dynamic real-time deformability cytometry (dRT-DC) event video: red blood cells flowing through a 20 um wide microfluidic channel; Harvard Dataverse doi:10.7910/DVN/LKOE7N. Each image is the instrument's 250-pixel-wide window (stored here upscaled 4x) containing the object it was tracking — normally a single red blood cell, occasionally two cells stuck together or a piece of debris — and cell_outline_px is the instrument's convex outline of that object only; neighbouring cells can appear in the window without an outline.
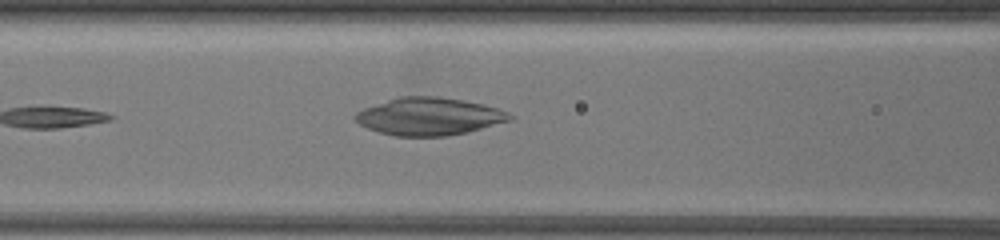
{"species": "common noctule bat (a hibernating species)", "species_latin": "Nyctalus noctula", "temperature_condition": "warm", "stored_images_in_passage": 7, "camera_frame_rate_fps": 3000, "um_per_image_px": 0.085, "animal": {"sex": "female", "body_mass_g": 19.5, "forearm_length_mm": 54.1}, "frame": {"image": 1, "passage_image": 6, "time_ms": 5.0, "image_size_px": [1000, 240], "cell_outline_px": [[516, 116], [512, 120], [468, 132], [448, 136], [396, 136], [380, 132], [368, 128], [352, 120], [352, 116], [356, 112], [364, 108], [396, 96], [440, 96], [484, 104], [508, 112]], "centroid_in_image_um": [36.47, 9.89], "position_along_channel_um": 130.1, "area_um2": 34.16}}